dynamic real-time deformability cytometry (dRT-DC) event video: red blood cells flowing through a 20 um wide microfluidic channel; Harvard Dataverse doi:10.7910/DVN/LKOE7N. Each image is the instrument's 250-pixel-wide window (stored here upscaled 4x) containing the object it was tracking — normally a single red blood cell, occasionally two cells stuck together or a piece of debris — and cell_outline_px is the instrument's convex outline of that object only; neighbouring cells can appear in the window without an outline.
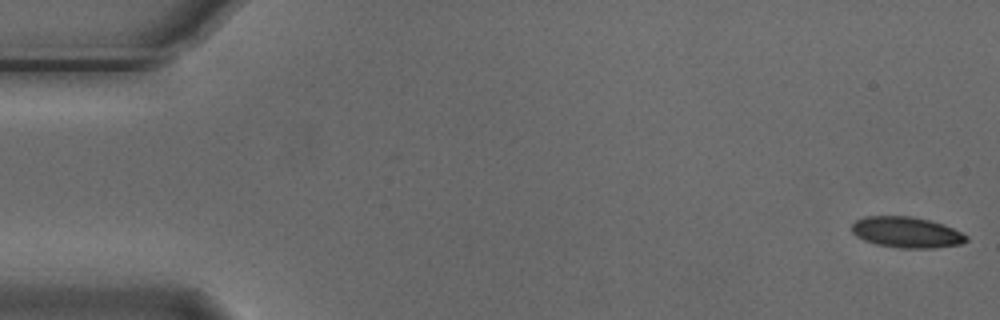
{"species": "Egyptian fruit bat (a non-hibernating species)", "species_latin": "Rousettus aegyptiacus", "temperature_condition": "cold", "stored_images_in_passage": 6, "segment_of_instrument_passage": [1, 2], "camera_frame_rate_fps": 3000, "um_per_image_px": 0.085, "animal": {"sex": "male"}, "frame": {"image": 1, "passage_image": 1, "time_ms": 0.0, "image_size_px": [1000, 320], "cell_outline_px": [[968, 240], [960, 244], [936, 248], [900, 248], [876, 244], [864, 240], [856, 236], [852, 232], [852, 224], [856, 220], [864, 216], [912, 216], [944, 224], [968, 236]], "centroid_in_image_um": [77.05, 19.74], "position_along_channel_um": 8.0, "area_um2": 20.63}}
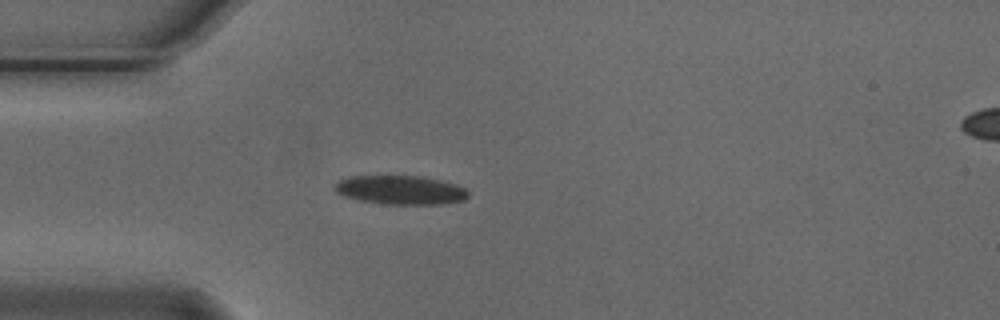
{"frame": {"image": 2, "passage_image": 5, "time_ms": 1.333, "image_size_px": [1000, 320], "cell_outline_px": [[468, 196], [464, 200], [440, 204], [384, 204], [360, 200], [344, 196], [336, 192], [332, 188], [340, 180], [348, 176], [420, 176], [440, 180], [464, 188], [468, 192]], "centroid_in_image_um": [34.0, 16.15], "position_along_channel_um": 51.0, "area_um2": 22.31}}